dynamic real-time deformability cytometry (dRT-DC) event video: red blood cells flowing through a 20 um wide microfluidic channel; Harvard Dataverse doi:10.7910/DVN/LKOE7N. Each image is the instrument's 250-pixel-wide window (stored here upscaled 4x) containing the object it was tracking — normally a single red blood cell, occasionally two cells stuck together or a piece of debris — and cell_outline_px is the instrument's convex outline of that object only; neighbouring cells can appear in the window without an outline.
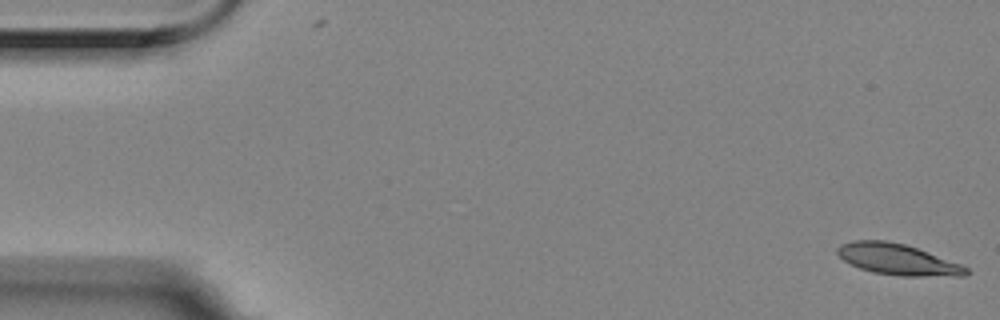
{"species": "Egyptian fruit bat (a non-hibernating species)", "species_latin": "Rousettus aegyptiacus", "temperature_condition": "room temperature", "stored_images_in_passage": 42, "camera_frame_rate_fps": 3000, "um_per_image_px": 0.085, "animal": {"sex": "female"}, "frame": {"image": 1, "passage_image": 1, "time_ms": 0.0, "image_size_px": [1000, 320], "cell_outline_px": [[972, 272], [968, 276], [900, 276], [872, 272], [860, 268], [844, 260], [836, 252], [836, 248], [840, 244], [852, 240], [888, 240], [904, 244], [916, 248], [960, 264], [968, 268]], "centroid_in_image_um": [76.31, 22.05], "position_along_channel_um": 8.7, "area_um2": 23.29}}
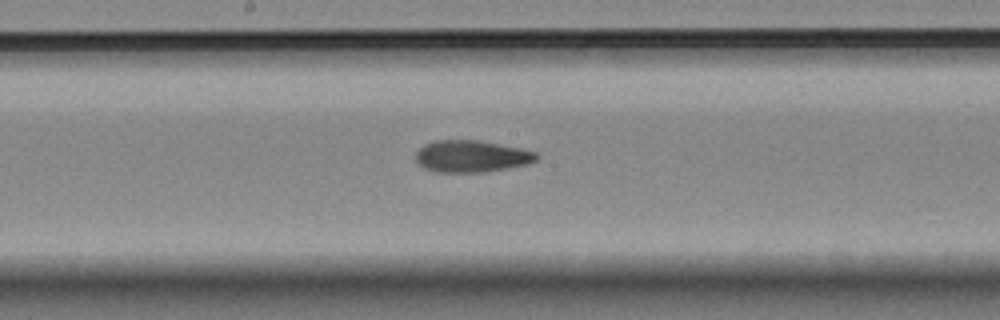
{"frame": {"image": 2, "passage_image": 23, "time_ms": 7.333, "image_size_px": [1000, 320], "cell_outline_px": [[540, 156], [536, 160], [528, 164], [508, 168], [484, 172], [436, 172], [424, 168], [416, 160], [416, 152], [424, 144], [432, 140], [480, 140], [520, 148], [536, 152]], "centroid_in_image_um": [40.08, 13.28], "position_along_channel_um": 208.1, "area_um2": 22.54}}
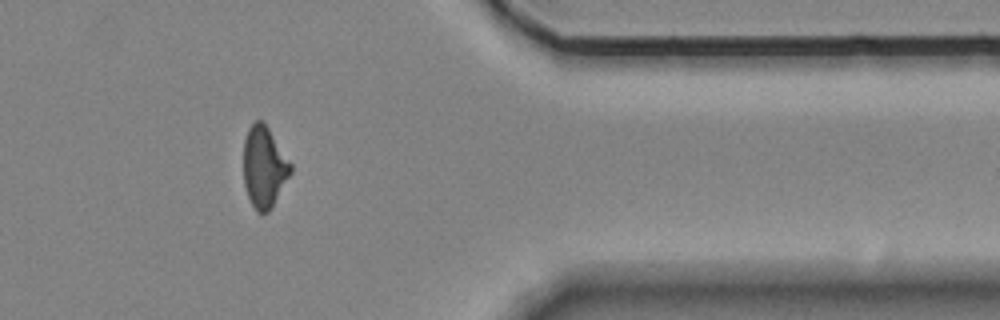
{"frame": {"image": 3, "passage_image": 40, "time_ms": 13.0, "image_size_px": [1000, 320], "cell_outline_px": [[292, 172], [268, 212], [256, 212], [248, 196], [244, 184], [244, 140], [248, 128], [256, 120], [264, 120], [292, 164]], "centroid_in_image_um": [22.45, 14.15], "position_along_channel_um": 388.9, "area_um2": 22.25}, "authors_computed_cell_mechanics": {"area_um2": 22.831, "velocity_mm_per_s": 3.5325, "shape_relaxation_time_tau1_ms": null, "shape_relaxation_time_tau2_ms": 4.4059, "deformation_change_tau1": null, "deformation_change_tau2": 0.1119}}